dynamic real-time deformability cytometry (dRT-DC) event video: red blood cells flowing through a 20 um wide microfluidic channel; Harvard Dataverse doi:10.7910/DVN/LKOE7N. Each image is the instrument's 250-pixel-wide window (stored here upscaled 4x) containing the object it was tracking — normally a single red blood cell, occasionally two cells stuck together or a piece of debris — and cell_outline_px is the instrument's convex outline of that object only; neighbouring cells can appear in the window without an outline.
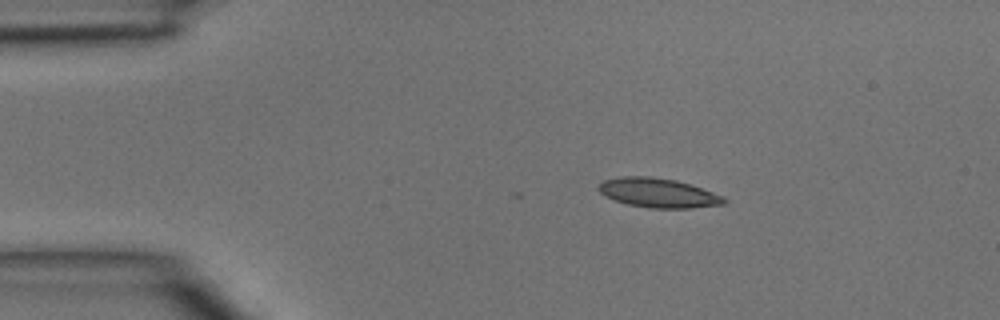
{"species": "common noctule bat (a hibernating species)", "species_latin": "Nyctalus noctula", "temperature_condition": "room temperature", "stored_images_in_passage": 3, "camera_frame_rate_fps": 3000, "um_per_image_px": 0.085, "animal": {"sex": "male", "body_mass_g": 15.6}, "frame": {"image": 1, "passage_image": 2, "time_ms": 0.333, "image_size_px": [1000, 320], "cell_outline_px": [[728, 200], [724, 204], [692, 208], [652, 208], [628, 204], [616, 200], [600, 192], [596, 188], [604, 180], [620, 176], [648, 176], [676, 180], [724, 196]], "centroid_in_image_um": [55.96, 16.39], "position_along_channel_um": 29.0, "area_um2": 21.21}}